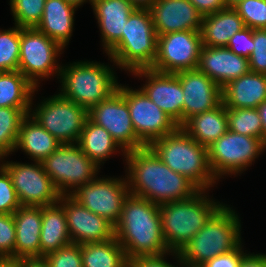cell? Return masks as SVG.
<instances>
[{
  "label": "cell",
  "instance_id": "6da1fadb",
  "mask_svg": "<svg viewBox=\"0 0 266 267\" xmlns=\"http://www.w3.org/2000/svg\"><path fill=\"white\" fill-rule=\"evenodd\" d=\"M124 159L133 195L161 205L189 199L200 191L188 178L172 171L149 146L127 151Z\"/></svg>",
  "mask_w": 266,
  "mask_h": 267
},
{
  "label": "cell",
  "instance_id": "7a4b0ae2",
  "mask_svg": "<svg viewBox=\"0 0 266 267\" xmlns=\"http://www.w3.org/2000/svg\"><path fill=\"white\" fill-rule=\"evenodd\" d=\"M115 238L129 261L173 253L163 237L159 205L131 193L125 198L119 222L115 225Z\"/></svg>",
  "mask_w": 266,
  "mask_h": 267
},
{
  "label": "cell",
  "instance_id": "3957f363",
  "mask_svg": "<svg viewBox=\"0 0 266 267\" xmlns=\"http://www.w3.org/2000/svg\"><path fill=\"white\" fill-rule=\"evenodd\" d=\"M206 192L200 190L189 199L159 205L162 233L170 252L180 253L223 205Z\"/></svg>",
  "mask_w": 266,
  "mask_h": 267
},
{
  "label": "cell",
  "instance_id": "277c9868",
  "mask_svg": "<svg viewBox=\"0 0 266 267\" xmlns=\"http://www.w3.org/2000/svg\"><path fill=\"white\" fill-rule=\"evenodd\" d=\"M149 147L172 171L188 178L200 190H209L216 184L208 162V148L195 141L181 127L156 139Z\"/></svg>",
  "mask_w": 266,
  "mask_h": 267
},
{
  "label": "cell",
  "instance_id": "5b68a950",
  "mask_svg": "<svg viewBox=\"0 0 266 267\" xmlns=\"http://www.w3.org/2000/svg\"><path fill=\"white\" fill-rule=\"evenodd\" d=\"M240 221L236 211L223 204L179 253L181 262L200 267L237 248L242 243Z\"/></svg>",
  "mask_w": 266,
  "mask_h": 267
},
{
  "label": "cell",
  "instance_id": "8992f818",
  "mask_svg": "<svg viewBox=\"0 0 266 267\" xmlns=\"http://www.w3.org/2000/svg\"><path fill=\"white\" fill-rule=\"evenodd\" d=\"M158 35L150 9L135 8L121 40L107 53L116 67L133 72L151 68L157 56Z\"/></svg>",
  "mask_w": 266,
  "mask_h": 267
},
{
  "label": "cell",
  "instance_id": "52a82bcc",
  "mask_svg": "<svg viewBox=\"0 0 266 267\" xmlns=\"http://www.w3.org/2000/svg\"><path fill=\"white\" fill-rule=\"evenodd\" d=\"M114 73L108 65L96 61L61 66L59 94L89 110L118 90L119 83Z\"/></svg>",
  "mask_w": 266,
  "mask_h": 267
},
{
  "label": "cell",
  "instance_id": "ba28073f",
  "mask_svg": "<svg viewBox=\"0 0 266 267\" xmlns=\"http://www.w3.org/2000/svg\"><path fill=\"white\" fill-rule=\"evenodd\" d=\"M41 163L61 195H70L80 185L93 181L101 168L77 143L61 144Z\"/></svg>",
  "mask_w": 266,
  "mask_h": 267
},
{
  "label": "cell",
  "instance_id": "9c48e42d",
  "mask_svg": "<svg viewBox=\"0 0 266 267\" xmlns=\"http://www.w3.org/2000/svg\"><path fill=\"white\" fill-rule=\"evenodd\" d=\"M266 146L262 138L245 136L231 130L208 147V162L217 181L225 175L242 173L252 165Z\"/></svg>",
  "mask_w": 266,
  "mask_h": 267
},
{
  "label": "cell",
  "instance_id": "30bf717a",
  "mask_svg": "<svg viewBox=\"0 0 266 267\" xmlns=\"http://www.w3.org/2000/svg\"><path fill=\"white\" fill-rule=\"evenodd\" d=\"M35 108L31 107L29 115L59 142L78 143L88 118V110L59 93L44 99Z\"/></svg>",
  "mask_w": 266,
  "mask_h": 267
},
{
  "label": "cell",
  "instance_id": "8fae6325",
  "mask_svg": "<svg viewBox=\"0 0 266 267\" xmlns=\"http://www.w3.org/2000/svg\"><path fill=\"white\" fill-rule=\"evenodd\" d=\"M63 50L59 43L36 28H20L18 71L38 88L41 79L59 76L61 65L56 59Z\"/></svg>",
  "mask_w": 266,
  "mask_h": 267
},
{
  "label": "cell",
  "instance_id": "7c38bea8",
  "mask_svg": "<svg viewBox=\"0 0 266 267\" xmlns=\"http://www.w3.org/2000/svg\"><path fill=\"white\" fill-rule=\"evenodd\" d=\"M21 206H50L59 202L61 194L47 175L40 161L35 164L2 161Z\"/></svg>",
  "mask_w": 266,
  "mask_h": 267
},
{
  "label": "cell",
  "instance_id": "4fadbf2b",
  "mask_svg": "<svg viewBox=\"0 0 266 267\" xmlns=\"http://www.w3.org/2000/svg\"><path fill=\"white\" fill-rule=\"evenodd\" d=\"M127 178H98L80 185L70 196L90 212L108 220L114 226L119 222L125 198L129 195Z\"/></svg>",
  "mask_w": 266,
  "mask_h": 267
},
{
  "label": "cell",
  "instance_id": "5bb4252c",
  "mask_svg": "<svg viewBox=\"0 0 266 267\" xmlns=\"http://www.w3.org/2000/svg\"><path fill=\"white\" fill-rule=\"evenodd\" d=\"M118 90L124 95L129 107L136 136L149 146L156 139H160L167 134L173 133L178 124L145 93L139 89H131L128 86L118 85Z\"/></svg>",
  "mask_w": 266,
  "mask_h": 267
},
{
  "label": "cell",
  "instance_id": "9a60e30c",
  "mask_svg": "<svg viewBox=\"0 0 266 267\" xmlns=\"http://www.w3.org/2000/svg\"><path fill=\"white\" fill-rule=\"evenodd\" d=\"M202 46L200 31L159 35L157 56L151 69L164 73L197 69Z\"/></svg>",
  "mask_w": 266,
  "mask_h": 267
},
{
  "label": "cell",
  "instance_id": "2e32d148",
  "mask_svg": "<svg viewBox=\"0 0 266 267\" xmlns=\"http://www.w3.org/2000/svg\"><path fill=\"white\" fill-rule=\"evenodd\" d=\"M88 118L106 129L120 145L122 153L143 148L146 145L136 136L129 107L124 95L116 90L109 98L92 106Z\"/></svg>",
  "mask_w": 266,
  "mask_h": 267
},
{
  "label": "cell",
  "instance_id": "e0dca14e",
  "mask_svg": "<svg viewBox=\"0 0 266 267\" xmlns=\"http://www.w3.org/2000/svg\"><path fill=\"white\" fill-rule=\"evenodd\" d=\"M58 204L64 208L72 243L82 245L115 238L113 224L90 212L70 195H61Z\"/></svg>",
  "mask_w": 266,
  "mask_h": 267
},
{
  "label": "cell",
  "instance_id": "ac0fdd59",
  "mask_svg": "<svg viewBox=\"0 0 266 267\" xmlns=\"http://www.w3.org/2000/svg\"><path fill=\"white\" fill-rule=\"evenodd\" d=\"M132 75L146 78L140 89L180 127L183 124L184 94L177 74L145 68L133 71Z\"/></svg>",
  "mask_w": 266,
  "mask_h": 267
},
{
  "label": "cell",
  "instance_id": "d6986e66",
  "mask_svg": "<svg viewBox=\"0 0 266 267\" xmlns=\"http://www.w3.org/2000/svg\"><path fill=\"white\" fill-rule=\"evenodd\" d=\"M184 94L183 123L190 117L211 110L222 102V89L198 69L176 73Z\"/></svg>",
  "mask_w": 266,
  "mask_h": 267
},
{
  "label": "cell",
  "instance_id": "ffe728a7",
  "mask_svg": "<svg viewBox=\"0 0 266 267\" xmlns=\"http://www.w3.org/2000/svg\"><path fill=\"white\" fill-rule=\"evenodd\" d=\"M149 9L158 36L201 29L203 15L189 0H156Z\"/></svg>",
  "mask_w": 266,
  "mask_h": 267
},
{
  "label": "cell",
  "instance_id": "44dd1931",
  "mask_svg": "<svg viewBox=\"0 0 266 267\" xmlns=\"http://www.w3.org/2000/svg\"><path fill=\"white\" fill-rule=\"evenodd\" d=\"M197 69L221 89L241 75L250 72L249 59L227 47L202 46Z\"/></svg>",
  "mask_w": 266,
  "mask_h": 267
},
{
  "label": "cell",
  "instance_id": "7402d4cb",
  "mask_svg": "<svg viewBox=\"0 0 266 267\" xmlns=\"http://www.w3.org/2000/svg\"><path fill=\"white\" fill-rule=\"evenodd\" d=\"M92 8L107 54L121 40L128 17L135 7L128 0H93Z\"/></svg>",
  "mask_w": 266,
  "mask_h": 267
},
{
  "label": "cell",
  "instance_id": "603a6c76",
  "mask_svg": "<svg viewBox=\"0 0 266 267\" xmlns=\"http://www.w3.org/2000/svg\"><path fill=\"white\" fill-rule=\"evenodd\" d=\"M16 228L14 261L41 257V206H20L14 213Z\"/></svg>",
  "mask_w": 266,
  "mask_h": 267
},
{
  "label": "cell",
  "instance_id": "cb8c5ba5",
  "mask_svg": "<svg viewBox=\"0 0 266 267\" xmlns=\"http://www.w3.org/2000/svg\"><path fill=\"white\" fill-rule=\"evenodd\" d=\"M266 100V75L249 72L222 88L226 108H257Z\"/></svg>",
  "mask_w": 266,
  "mask_h": 267
},
{
  "label": "cell",
  "instance_id": "d4e9b609",
  "mask_svg": "<svg viewBox=\"0 0 266 267\" xmlns=\"http://www.w3.org/2000/svg\"><path fill=\"white\" fill-rule=\"evenodd\" d=\"M76 10L66 0H46L42 19L36 29L64 48L72 36Z\"/></svg>",
  "mask_w": 266,
  "mask_h": 267
},
{
  "label": "cell",
  "instance_id": "484cf974",
  "mask_svg": "<svg viewBox=\"0 0 266 267\" xmlns=\"http://www.w3.org/2000/svg\"><path fill=\"white\" fill-rule=\"evenodd\" d=\"M180 127L195 141L208 148L228 130L227 108L221 102L211 110L190 117Z\"/></svg>",
  "mask_w": 266,
  "mask_h": 267
},
{
  "label": "cell",
  "instance_id": "4316f807",
  "mask_svg": "<svg viewBox=\"0 0 266 267\" xmlns=\"http://www.w3.org/2000/svg\"><path fill=\"white\" fill-rule=\"evenodd\" d=\"M244 27L243 19L232 7L204 16L200 29L202 45L226 47L231 37Z\"/></svg>",
  "mask_w": 266,
  "mask_h": 267
},
{
  "label": "cell",
  "instance_id": "83f0119b",
  "mask_svg": "<svg viewBox=\"0 0 266 267\" xmlns=\"http://www.w3.org/2000/svg\"><path fill=\"white\" fill-rule=\"evenodd\" d=\"M61 144L28 114L21 122L15 151L22 149L32 161L42 162Z\"/></svg>",
  "mask_w": 266,
  "mask_h": 267
},
{
  "label": "cell",
  "instance_id": "f1b7e54d",
  "mask_svg": "<svg viewBox=\"0 0 266 267\" xmlns=\"http://www.w3.org/2000/svg\"><path fill=\"white\" fill-rule=\"evenodd\" d=\"M71 243L64 208L58 203L42 207L41 257Z\"/></svg>",
  "mask_w": 266,
  "mask_h": 267
},
{
  "label": "cell",
  "instance_id": "f546056e",
  "mask_svg": "<svg viewBox=\"0 0 266 267\" xmlns=\"http://www.w3.org/2000/svg\"><path fill=\"white\" fill-rule=\"evenodd\" d=\"M81 150L100 167L121 147L102 126L87 118L77 143Z\"/></svg>",
  "mask_w": 266,
  "mask_h": 267
},
{
  "label": "cell",
  "instance_id": "4dcf8cb0",
  "mask_svg": "<svg viewBox=\"0 0 266 267\" xmlns=\"http://www.w3.org/2000/svg\"><path fill=\"white\" fill-rule=\"evenodd\" d=\"M36 88L20 71L0 74V108H31Z\"/></svg>",
  "mask_w": 266,
  "mask_h": 267
},
{
  "label": "cell",
  "instance_id": "1f68e13d",
  "mask_svg": "<svg viewBox=\"0 0 266 267\" xmlns=\"http://www.w3.org/2000/svg\"><path fill=\"white\" fill-rule=\"evenodd\" d=\"M83 267H129V260L116 238L81 245Z\"/></svg>",
  "mask_w": 266,
  "mask_h": 267
},
{
  "label": "cell",
  "instance_id": "d6a6232c",
  "mask_svg": "<svg viewBox=\"0 0 266 267\" xmlns=\"http://www.w3.org/2000/svg\"><path fill=\"white\" fill-rule=\"evenodd\" d=\"M30 109L0 108V160L15 151L21 122L30 113Z\"/></svg>",
  "mask_w": 266,
  "mask_h": 267
},
{
  "label": "cell",
  "instance_id": "836d02e7",
  "mask_svg": "<svg viewBox=\"0 0 266 267\" xmlns=\"http://www.w3.org/2000/svg\"><path fill=\"white\" fill-rule=\"evenodd\" d=\"M228 129L234 133L263 139L262 120L257 108H227Z\"/></svg>",
  "mask_w": 266,
  "mask_h": 267
},
{
  "label": "cell",
  "instance_id": "e575fe53",
  "mask_svg": "<svg viewBox=\"0 0 266 267\" xmlns=\"http://www.w3.org/2000/svg\"><path fill=\"white\" fill-rule=\"evenodd\" d=\"M20 53V27L0 30V70L18 71Z\"/></svg>",
  "mask_w": 266,
  "mask_h": 267
},
{
  "label": "cell",
  "instance_id": "d590c367",
  "mask_svg": "<svg viewBox=\"0 0 266 267\" xmlns=\"http://www.w3.org/2000/svg\"><path fill=\"white\" fill-rule=\"evenodd\" d=\"M46 0H10V10L15 25L36 28L42 19Z\"/></svg>",
  "mask_w": 266,
  "mask_h": 267
},
{
  "label": "cell",
  "instance_id": "8d00e7d4",
  "mask_svg": "<svg viewBox=\"0 0 266 267\" xmlns=\"http://www.w3.org/2000/svg\"><path fill=\"white\" fill-rule=\"evenodd\" d=\"M246 27L266 29V0H242L232 7Z\"/></svg>",
  "mask_w": 266,
  "mask_h": 267
},
{
  "label": "cell",
  "instance_id": "74e56055",
  "mask_svg": "<svg viewBox=\"0 0 266 267\" xmlns=\"http://www.w3.org/2000/svg\"><path fill=\"white\" fill-rule=\"evenodd\" d=\"M16 228L13 214H0V260L14 261Z\"/></svg>",
  "mask_w": 266,
  "mask_h": 267
},
{
  "label": "cell",
  "instance_id": "f35d334b",
  "mask_svg": "<svg viewBox=\"0 0 266 267\" xmlns=\"http://www.w3.org/2000/svg\"><path fill=\"white\" fill-rule=\"evenodd\" d=\"M44 258L50 267H83L80 244L71 243Z\"/></svg>",
  "mask_w": 266,
  "mask_h": 267
},
{
  "label": "cell",
  "instance_id": "ab89813d",
  "mask_svg": "<svg viewBox=\"0 0 266 267\" xmlns=\"http://www.w3.org/2000/svg\"><path fill=\"white\" fill-rule=\"evenodd\" d=\"M20 206L11 177L0 165V214H13Z\"/></svg>",
  "mask_w": 266,
  "mask_h": 267
},
{
  "label": "cell",
  "instance_id": "60d3db41",
  "mask_svg": "<svg viewBox=\"0 0 266 267\" xmlns=\"http://www.w3.org/2000/svg\"><path fill=\"white\" fill-rule=\"evenodd\" d=\"M254 50L249 59L251 72L266 75V29H253Z\"/></svg>",
  "mask_w": 266,
  "mask_h": 267
},
{
  "label": "cell",
  "instance_id": "b9f144b4",
  "mask_svg": "<svg viewBox=\"0 0 266 267\" xmlns=\"http://www.w3.org/2000/svg\"><path fill=\"white\" fill-rule=\"evenodd\" d=\"M226 47L237 55L249 58L254 50L253 29L244 27L231 37Z\"/></svg>",
  "mask_w": 266,
  "mask_h": 267
},
{
  "label": "cell",
  "instance_id": "7bdbcfd3",
  "mask_svg": "<svg viewBox=\"0 0 266 267\" xmlns=\"http://www.w3.org/2000/svg\"><path fill=\"white\" fill-rule=\"evenodd\" d=\"M246 254L242 249V243L234 250L215 256L200 267H239L242 257Z\"/></svg>",
  "mask_w": 266,
  "mask_h": 267
},
{
  "label": "cell",
  "instance_id": "ee69618b",
  "mask_svg": "<svg viewBox=\"0 0 266 267\" xmlns=\"http://www.w3.org/2000/svg\"><path fill=\"white\" fill-rule=\"evenodd\" d=\"M165 255L168 253L159 256L137 257L129 261V267H179L167 262Z\"/></svg>",
  "mask_w": 266,
  "mask_h": 267
},
{
  "label": "cell",
  "instance_id": "f6af8a7d",
  "mask_svg": "<svg viewBox=\"0 0 266 267\" xmlns=\"http://www.w3.org/2000/svg\"><path fill=\"white\" fill-rule=\"evenodd\" d=\"M195 8L204 16L219 12L226 8L223 0H189Z\"/></svg>",
  "mask_w": 266,
  "mask_h": 267
},
{
  "label": "cell",
  "instance_id": "bcb514c9",
  "mask_svg": "<svg viewBox=\"0 0 266 267\" xmlns=\"http://www.w3.org/2000/svg\"><path fill=\"white\" fill-rule=\"evenodd\" d=\"M239 267H266V254H245Z\"/></svg>",
  "mask_w": 266,
  "mask_h": 267
},
{
  "label": "cell",
  "instance_id": "7dc6e473",
  "mask_svg": "<svg viewBox=\"0 0 266 267\" xmlns=\"http://www.w3.org/2000/svg\"><path fill=\"white\" fill-rule=\"evenodd\" d=\"M17 263L19 267H50L44 257L22 259Z\"/></svg>",
  "mask_w": 266,
  "mask_h": 267
},
{
  "label": "cell",
  "instance_id": "c3c4849f",
  "mask_svg": "<svg viewBox=\"0 0 266 267\" xmlns=\"http://www.w3.org/2000/svg\"><path fill=\"white\" fill-rule=\"evenodd\" d=\"M258 113L262 120V128H263V142L266 146V100L262 102L258 107Z\"/></svg>",
  "mask_w": 266,
  "mask_h": 267
},
{
  "label": "cell",
  "instance_id": "681fc988",
  "mask_svg": "<svg viewBox=\"0 0 266 267\" xmlns=\"http://www.w3.org/2000/svg\"><path fill=\"white\" fill-rule=\"evenodd\" d=\"M135 8L149 9L156 0H128Z\"/></svg>",
  "mask_w": 266,
  "mask_h": 267
},
{
  "label": "cell",
  "instance_id": "f907efd6",
  "mask_svg": "<svg viewBox=\"0 0 266 267\" xmlns=\"http://www.w3.org/2000/svg\"><path fill=\"white\" fill-rule=\"evenodd\" d=\"M0 267H19L16 261L0 260Z\"/></svg>",
  "mask_w": 266,
  "mask_h": 267
},
{
  "label": "cell",
  "instance_id": "816d5d0a",
  "mask_svg": "<svg viewBox=\"0 0 266 267\" xmlns=\"http://www.w3.org/2000/svg\"><path fill=\"white\" fill-rule=\"evenodd\" d=\"M69 4L75 6L76 8H78L79 6L83 5L84 2L89 1L92 5V1L93 0H66Z\"/></svg>",
  "mask_w": 266,
  "mask_h": 267
},
{
  "label": "cell",
  "instance_id": "f5cc1de1",
  "mask_svg": "<svg viewBox=\"0 0 266 267\" xmlns=\"http://www.w3.org/2000/svg\"><path fill=\"white\" fill-rule=\"evenodd\" d=\"M226 7H233L235 6L238 2L242 1V0H223Z\"/></svg>",
  "mask_w": 266,
  "mask_h": 267
},
{
  "label": "cell",
  "instance_id": "db71d44e",
  "mask_svg": "<svg viewBox=\"0 0 266 267\" xmlns=\"http://www.w3.org/2000/svg\"><path fill=\"white\" fill-rule=\"evenodd\" d=\"M172 254H173V256H175V259L177 258V262L179 263V265H181V266H179V267H193V266H188V265L183 264V263L181 262L179 253H174V252H173Z\"/></svg>",
  "mask_w": 266,
  "mask_h": 267
}]
</instances>
